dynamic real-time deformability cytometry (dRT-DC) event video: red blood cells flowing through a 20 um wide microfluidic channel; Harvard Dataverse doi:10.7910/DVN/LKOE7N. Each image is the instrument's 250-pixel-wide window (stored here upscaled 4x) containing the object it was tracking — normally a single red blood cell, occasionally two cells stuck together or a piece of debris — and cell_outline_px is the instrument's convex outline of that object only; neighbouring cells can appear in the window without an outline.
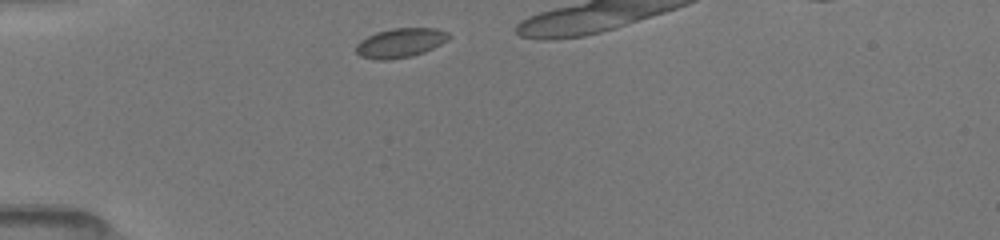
{"species": "common noctule bat (a hibernating species)", "species_latin": "Nyctalus noctula", "temperature_condition": "room temperature", "stored_images_in_passage": 10, "camera_frame_rate_fps": 3000, "um_per_image_px": 0.085, "animal": {"sex": "female", "body_mass_g": 19.5, "forearm_length_mm": 54.1}, "frame": {"image": 1, "passage_image": 1, "time_ms": 0.0, "image_size_px": [1000, 240], "cell_outline_px": [[452, 36], [448, 40], [424, 52], [412, 56], [388, 60], [376, 60], [360, 56], [356, 52], [356, 44], [360, 40], [376, 32], [392, 28], [436, 28], [448, 32]], "centroid_in_image_um": [34.03, 3.64], "position_along_channel_um": 51.0, "area_um2": 15.95}}
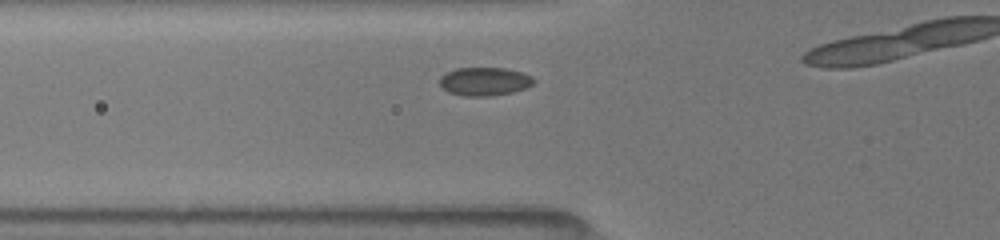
{"frame": {"image": 2, "passage_image": 5, "time_ms": 1.333, "image_size_px": [1000, 240], "cell_outline_px": [[536, 80], [532, 84], [524, 88], [512, 92], [492, 96], [464, 96], [448, 92], [440, 84], [440, 76], [456, 68], [504, 68], [520, 72], [532, 76]], "centroid_in_image_um": [41.18, 6.92], "position_along_channel_um": 84.6, "area_um2": 15.43}}
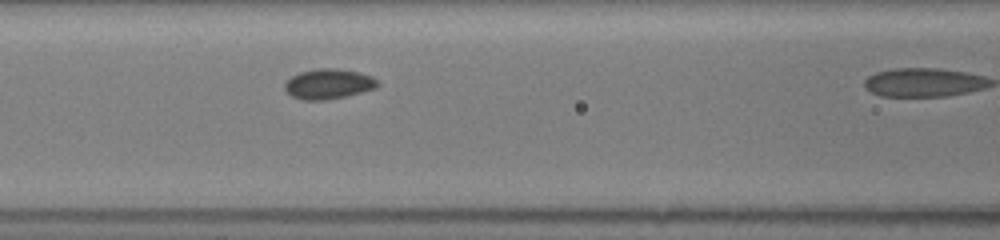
{"frame": {"image": 3, "passage_image": 9, "time_ms": 2.667, "image_size_px": [1000, 240], "cell_outline_px": [[380, 84], [376, 88], [348, 96], [328, 100], [300, 100], [292, 96], [284, 88], [284, 84], [292, 76], [300, 72], [316, 68], [336, 68], [356, 72], [372, 76]], "centroid_in_image_um": [27.92, 7.14], "position_along_channel_um": 138.7, "area_um2": 16.36}}